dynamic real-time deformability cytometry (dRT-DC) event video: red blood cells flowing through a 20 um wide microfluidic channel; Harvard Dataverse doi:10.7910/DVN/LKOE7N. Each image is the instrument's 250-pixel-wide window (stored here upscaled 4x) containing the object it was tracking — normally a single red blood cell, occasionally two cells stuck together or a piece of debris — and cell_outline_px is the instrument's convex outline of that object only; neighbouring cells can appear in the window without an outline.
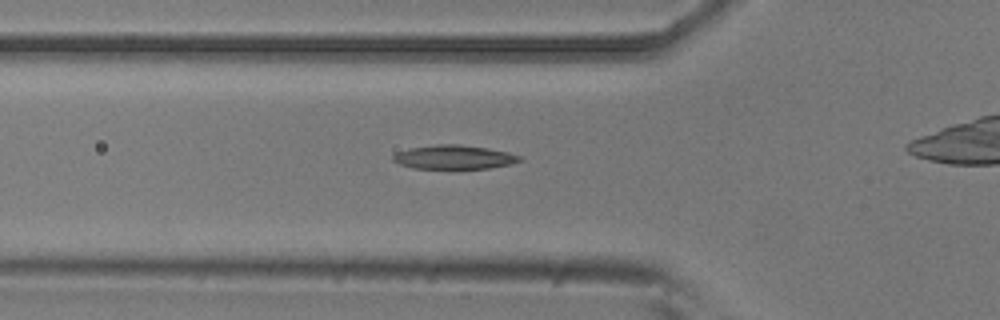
{"species": "common noctule bat (a hibernating species)", "species_latin": "Nyctalus noctula", "temperature_condition": "room temperature", "stored_images_in_passage": 15, "camera_frame_rate_fps": 3000, "um_per_image_px": 0.085, "animal": {"sex": "male", "body_mass_g": 20.5, "forearm_length_mm": 52.5}, "frame": {"image": 1, "passage_image": 14, "time_ms": 4.333, "image_size_px": [1000, 320], "cell_outline_px": [[524, 160], [508, 164], [488, 168], [412, 168], [400, 164], [392, 160], [392, 156], [396, 152], [408, 148], [436, 144], [460, 144], [488, 148], [508, 152], [520, 156]], "centroid_in_image_um": [38.56, 13.34], "position_along_channel_um": 87.2, "area_um2": 17.63}}